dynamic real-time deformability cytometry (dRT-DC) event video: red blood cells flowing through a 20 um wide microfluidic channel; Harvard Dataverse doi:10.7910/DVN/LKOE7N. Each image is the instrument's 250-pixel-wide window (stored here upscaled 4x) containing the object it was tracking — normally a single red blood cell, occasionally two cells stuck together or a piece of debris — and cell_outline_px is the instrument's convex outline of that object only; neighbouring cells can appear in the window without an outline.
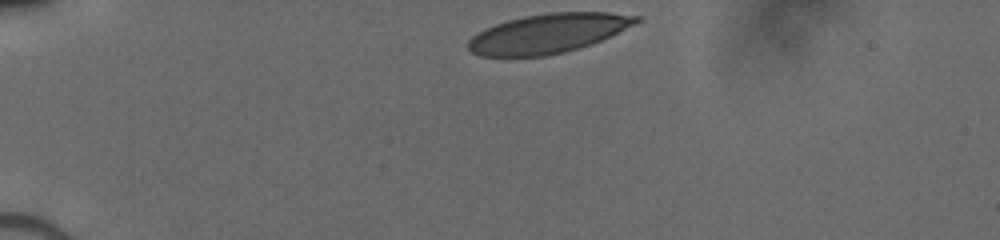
{"species": "human", "species_latin": "Homo sapiens", "temperature_condition": "cold", "stored_images_in_passage": 32, "camera_frame_rate_fps": 3000, "um_per_image_px": 0.085, "donor": {"sex": "male"}, "frame": {"image": 1, "passage_image": 1, "time_ms": 0.0, "image_size_px": [1000, 240], "cell_outline_px": [[644, 20], [636, 24], [600, 40], [564, 52], [544, 56], [480, 56], [472, 52], [468, 48], [468, 40], [472, 36], [484, 28], [508, 20], [524, 16], [548, 12], [608, 12], [640, 16]], "centroid_in_image_um": [46.59, 2.82], "position_along_channel_um": 38.4, "area_um2": 38.32}}
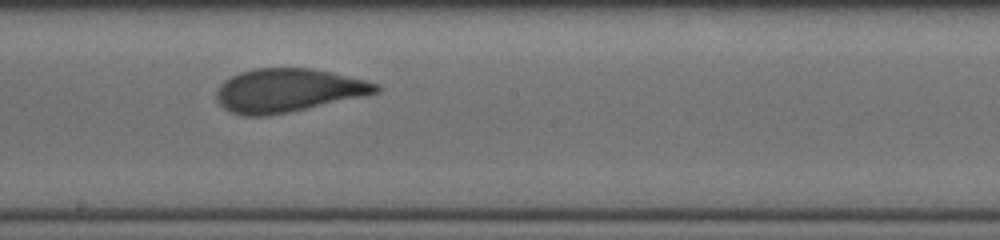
{"frame": {"image": 2, "passage_image": 19, "time_ms": 6.0, "image_size_px": [1000, 240], "cell_outline_px": [[380, 92], [368, 96], [268, 116], [244, 116], [228, 112], [216, 100], [216, 88], [224, 80], [240, 72], [256, 68], [312, 68], [332, 72], [368, 80], [380, 84]], "centroid_in_image_um": [24.51, 7.69], "position_along_channel_um": 223.7, "area_um2": 40.98}}
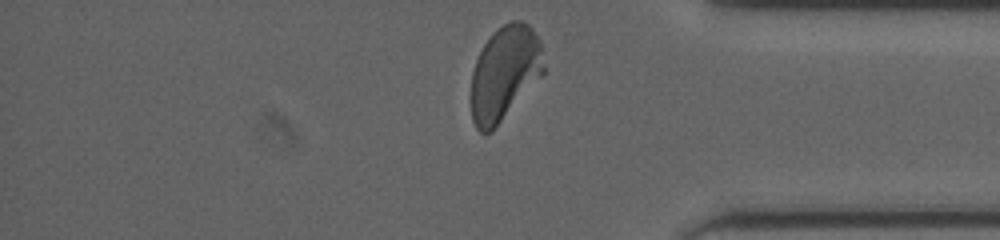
{"frame": {"image": 3, "passage_image": 32, "time_ms": 10.333, "image_size_px": [1000, 240], "cell_outline_px": [[544, 72], [500, 120], [488, 132], [480, 132], [476, 128], [472, 120], [472, 72], [476, 60], [484, 44], [492, 32], [496, 28], [512, 20], [524, 20], [532, 28], [540, 40], [544, 68]], "centroid_in_image_um": [42.88, 6.13], "position_along_channel_um": 392.3, "area_um2": 39.02}}